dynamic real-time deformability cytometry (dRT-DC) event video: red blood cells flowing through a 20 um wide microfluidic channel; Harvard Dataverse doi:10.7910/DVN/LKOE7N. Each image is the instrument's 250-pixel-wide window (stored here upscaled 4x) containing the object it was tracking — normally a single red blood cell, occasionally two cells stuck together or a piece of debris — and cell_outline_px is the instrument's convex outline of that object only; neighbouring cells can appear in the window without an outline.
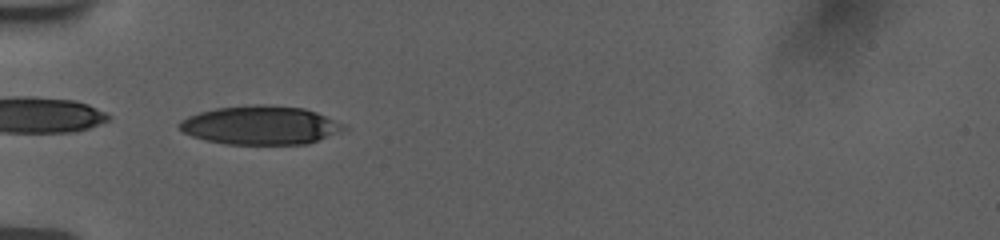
{"species": "human", "species_latin": "Homo sapiens", "temperature_condition": "room temperature", "stored_images_in_passage": 37, "camera_frame_rate_fps": 3000, "um_per_image_px": 0.085, "donor": {"sex": "female"}, "frame": {"image": 1, "passage_image": 1, "time_ms": 0.0, "image_size_px": [1000, 240], "cell_outline_px": [[348, 128], [308, 144], [224, 144], [204, 140], [192, 136], [184, 132], [176, 124], [180, 120], [188, 116], [200, 112], [216, 108], [256, 104], [260, 104], [304, 108], [316, 112], [348, 124]], "centroid_in_image_um": [22.15, 10.64], "position_along_channel_um": 62.9, "area_um2": 37.22}}
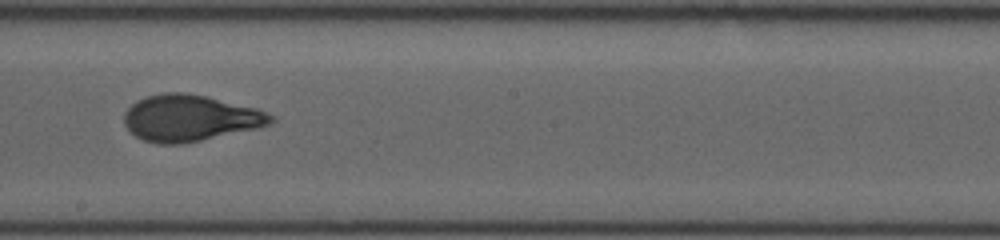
{"frame": {"image": 2, "passage_image": 15, "time_ms": 4.667, "image_size_px": [1000, 240], "cell_outline_px": [[276, 120], [268, 124], [256, 128], [200, 140], [180, 144], [156, 144], [144, 140], [136, 136], [124, 124], [124, 112], [136, 100], [148, 96], [164, 92], [184, 92], [204, 96], [256, 108], [276, 116]], "centroid_in_image_um": [16.13, 10.03], "position_along_channel_um": 232.1, "area_um2": 39.3}}
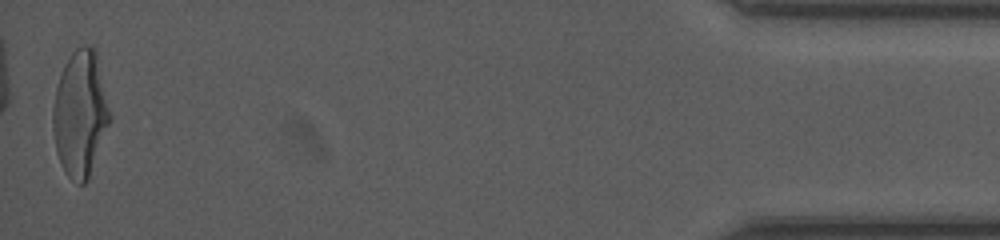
{"frame": {"image": 3, "passage_image": 37, "time_ms": 12.0, "image_size_px": [1000, 240], "cell_outline_px": [[112, 120], [88, 180], [84, 184], [80, 184], [72, 180], [64, 172], [56, 152], [52, 128], [52, 108], [56, 88], [64, 64], [72, 52], [76, 48], [84, 44], [92, 44], [96, 52], [112, 116]], "centroid_in_image_um": [6.83, 9.67], "position_along_channel_um": 428.4, "area_um2": 42.37}, "authors_computed_cell_mechanics": {"area_um2": 39.015, "velocity_mm_per_s": 3.7706, "shape_relaxation_time_tau1_ms": 5.0113, "shape_relaxation_time_tau2_ms": 0.6212, "deformation_change_tau1": 0.1972, "deformation_change_tau2": 0.0657}}